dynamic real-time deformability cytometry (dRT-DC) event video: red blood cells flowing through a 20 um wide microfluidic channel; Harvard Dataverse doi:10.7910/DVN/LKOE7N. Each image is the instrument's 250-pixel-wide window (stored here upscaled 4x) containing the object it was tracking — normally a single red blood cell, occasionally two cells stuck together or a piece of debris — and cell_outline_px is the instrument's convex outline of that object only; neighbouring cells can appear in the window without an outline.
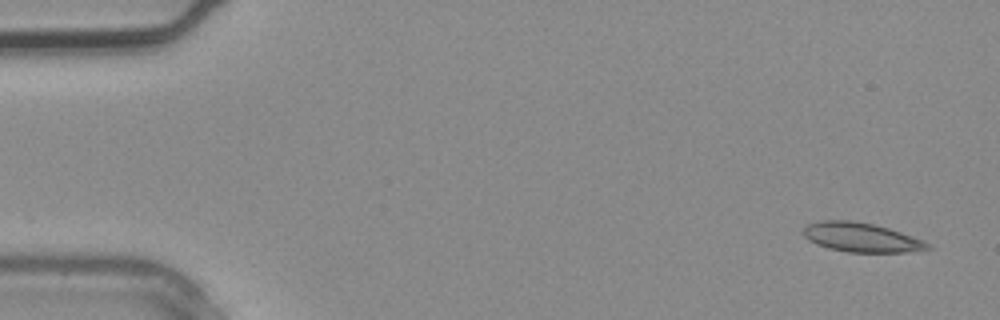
{"species": "common noctule bat (a hibernating species)", "species_latin": "Nyctalus noctula", "temperature_condition": "warm", "stored_images_in_passage": 3, "camera_frame_rate_fps": 3000, "um_per_image_px": 0.085, "animal": {"sex": "male", "body_mass_g": 20.4}, "frame": {"image": 1, "passage_image": 1, "time_ms": 0.0, "image_size_px": [1000, 320], "cell_outline_px": [[932, 248], [908, 252], [848, 252], [828, 248], [816, 244], [808, 240], [804, 236], [804, 228], [808, 224], [820, 220], [852, 220], [872, 224], [888, 228], [924, 240]], "centroid_in_image_um": [73.19, 20.18], "position_along_channel_um": 11.8, "area_um2": 21.1}}
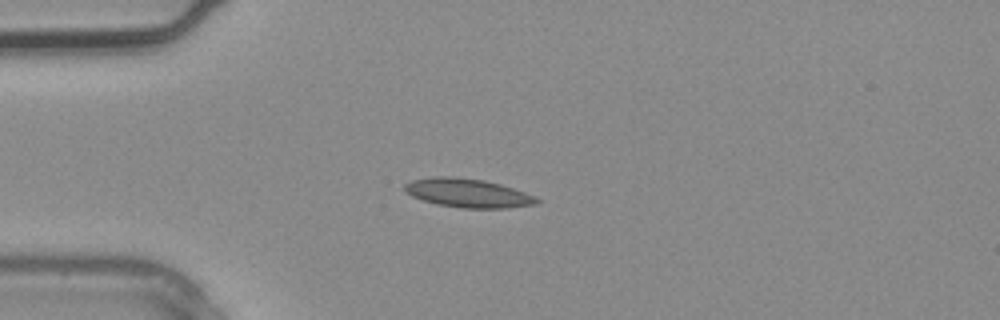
{"frame": {"image": 2, "passage_image": 3, "time_ms": 0.667, "image_size_px": [1000, 320], "cell_outline_px": [[540, 200], [536, 204], [508, 208], [464, 208], [436, 204], [412, 196], [404, 192], [404, 184], [412, 180], [432, 176], [452, 176], [484, 180], [500, 184], [524, 192]], "centroid_in_image_um": [39.72, 16.4], "position_along_channel_um": 45.3, "area_um2": 22.08}}